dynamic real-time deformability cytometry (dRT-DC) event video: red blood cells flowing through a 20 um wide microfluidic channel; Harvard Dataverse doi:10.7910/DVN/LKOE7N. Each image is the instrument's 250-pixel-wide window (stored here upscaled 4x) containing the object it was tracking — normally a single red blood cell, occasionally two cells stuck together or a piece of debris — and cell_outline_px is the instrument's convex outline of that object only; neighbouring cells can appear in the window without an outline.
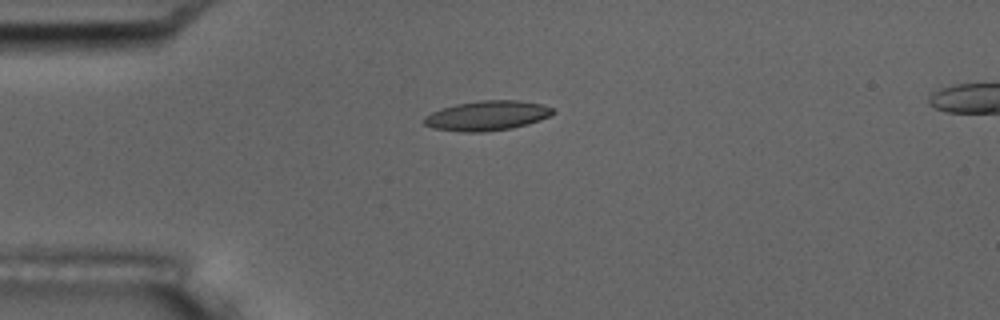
{"species": "common noctule bat (a hibernating species)", "species_latin": "Nyctalus noctula", "temperature_condition": "room temperature", "stored_images_in_passage": 8, "camera_frame_rate_fps": 3000, "um_per_image_px": 0.085, "animal": {"sex": "male", "body_mass_g": 17.5, "forearm_length_mm": 52.3}, "frame": {"image": 1, "passage_image": 4, "time_ms": 1.0, "image_size_px": [1000, 320], "cell_outline_px": [[556, 112], [540, 120], [528, 124], [512, 128], [484, 132], [460, 132], [432, 128], [424, 124], [424, 116], [432, 112], [456, 104], [480, 100], [520, 100], [544, 104], [556, 108]], "centroid_in_image_um": [41.45, 9.83], "position_along_channel_um": 43.6, "area_um2": 22.54}}
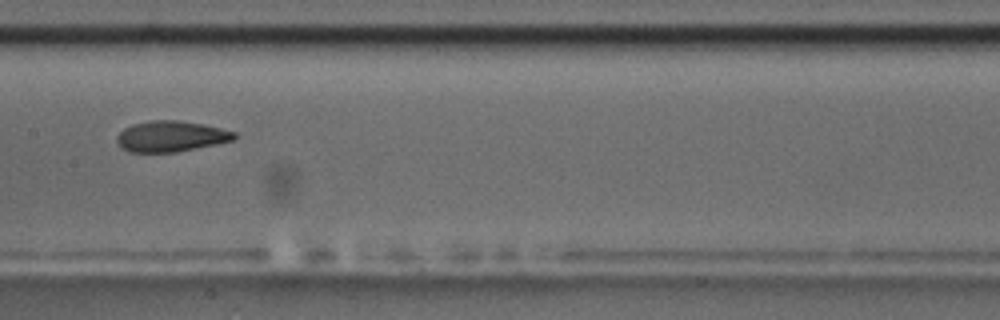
{"frame": {"image": 2, "passage_image": 8, "time_ms": 2.333, "image_size_px": [1000, 320], "cell_outline_px": [[236, 136], [232, 140], [216, 144], [176, 152], [128, 152], [116, 140], [116, 136], [124, 128], [132, 124], [152, 120], [180, 120], [204, 124], [236, 132]], "centroid_in_image_um": [14.52, 11.58], "position_along_channel_um": 192.9, "area_um2": 20.98}}